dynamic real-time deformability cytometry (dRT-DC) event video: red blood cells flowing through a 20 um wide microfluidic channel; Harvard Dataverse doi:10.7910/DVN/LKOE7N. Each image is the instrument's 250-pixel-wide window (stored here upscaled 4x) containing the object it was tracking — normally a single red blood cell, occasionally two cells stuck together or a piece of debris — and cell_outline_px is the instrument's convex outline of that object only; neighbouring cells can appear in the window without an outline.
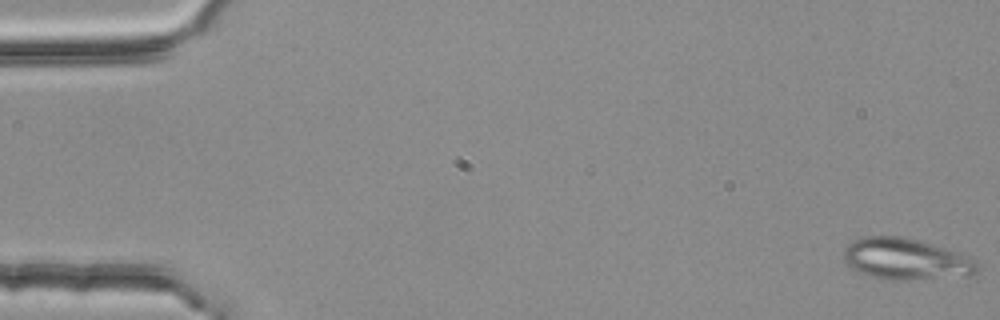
{"species": "common noctule bat (a hibernating species)", "species_latin": "Nyctalus noctula", "temperature_condition": "room temperature", "stored_images_in_passage": 5, "camera_frame_rate_fps": 3000, "um_per_image_px": 0.085, "animal": {"sex": "female", "body_mass_g": 25.1}, "frame": {"image": 1, "passage_image": 1, "time_ms": 0.0, "image_size_px": [1000, 320], "cell_outline_px": [[980, 268], [972, 276], [908, 280], [880, 280], [856, 272], [844, 260], [844, 248], [852, 240], [864, 236], [904, 236], [920, 240], [972, 256], [976, 260]], "centroid_in_image_um": [77.03, 22.03], "position_along_channel_um": 8.0, "area_um2": 33.12}}